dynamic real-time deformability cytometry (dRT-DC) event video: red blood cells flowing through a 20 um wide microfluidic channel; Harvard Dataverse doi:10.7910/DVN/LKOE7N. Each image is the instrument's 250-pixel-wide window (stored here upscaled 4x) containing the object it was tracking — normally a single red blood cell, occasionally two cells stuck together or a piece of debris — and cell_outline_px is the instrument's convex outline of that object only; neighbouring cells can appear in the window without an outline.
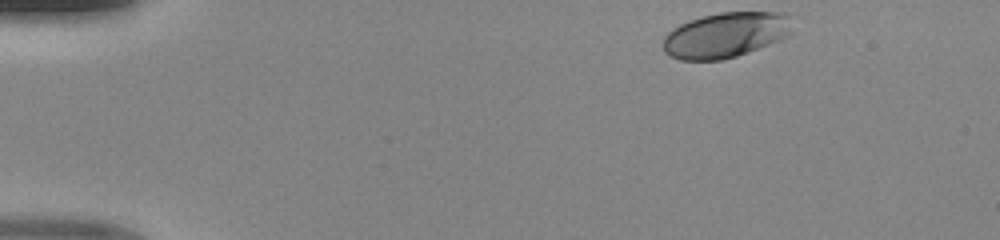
{"species": "human", "species_latin": "Homo sapiens", "temperature_condition": "room temperature", "stored_images_in_passage": 43, "camera_frame_rate_fps": 3000, "um_per_image_px": 0.085, "donor": {"sex": "male"}, "frame": {"image": 1, "passage_image": 1, "time_ms": 0.0, "image_size_px": [1000, 240], "cell_outline_px": [[792, 32], [788, 36], [748, 52], [736, 56], [720, 60], [680, 60], [668, 56], [664, 52], [660, 44], [664, 36], [672, 28], [688, 20], [720, 12], [784, 12]], "centroid_in_image_um": [61.58, 2.98], "position_along_channel_um": 23.4, "area_um2": 34.1}}
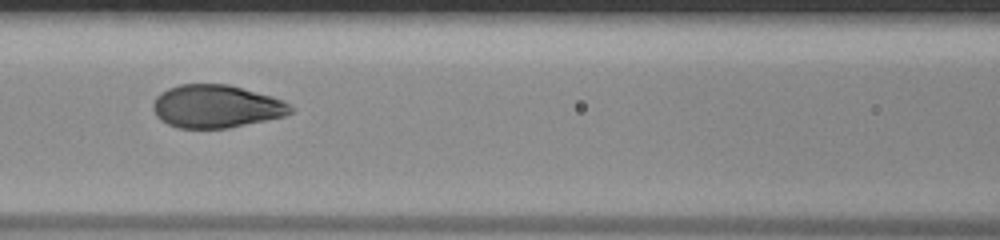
{"frame": {"image": 2, "passage_image": 17, "time_ms": 5.333, "image_size_px": [1000, 240], "cell_outline_px": [[296, 108], [292, 112], [284, 116], [228, 128], [176, 128], [160, 120], [156, 116], [152, 108], [152, 104], [156, 96], [160, 92], [168, 88], [180, 84], [228, 84], [272, 96], [284, 100]], "centroid_in_image_um": [18.37, 9.04], "position_along_channel_um": 148.2, "area_um2": 34.68}}
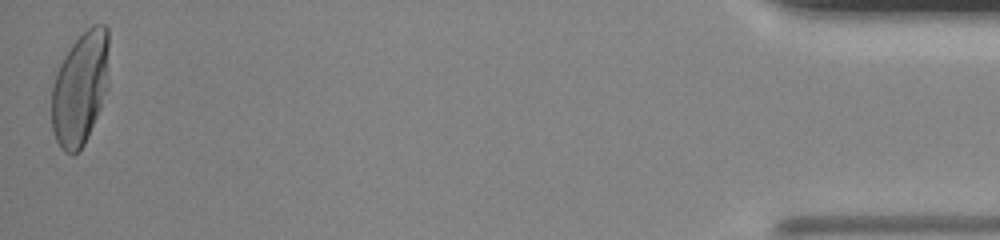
{"frame": {"image": 3, "passage_image": 43, "time_ms": 14.0, "image_size_px": [1000, 240], "cell_outline_px": [[108, 88], [100, 108], [88, 136], [80, 152], [72, 156], [64, 152], [60, 148], [52, 132], [52, 88], [56, 72], [64, 56], [72, 44], [92, 24], [104, 24], [108, 28]], "centroid_in_image_um": [6.82, 7.54], "position_along_channel_um": 428.4, "area_um2": 38.15}}